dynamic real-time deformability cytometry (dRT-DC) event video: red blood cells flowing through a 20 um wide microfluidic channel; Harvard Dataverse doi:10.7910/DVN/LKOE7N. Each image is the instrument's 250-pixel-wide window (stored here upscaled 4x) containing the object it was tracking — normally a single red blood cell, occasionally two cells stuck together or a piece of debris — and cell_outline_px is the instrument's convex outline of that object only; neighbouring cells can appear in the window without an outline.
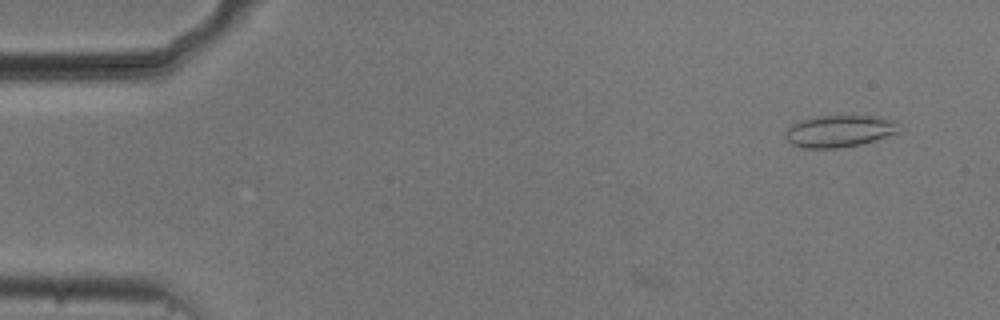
{"species": "common noctule bat (a hibernating species)", "species_latin": "Nyctalus noctula", "temperature_condition": "cold", "stored_images_in_passage": 6, "camera_frame_rate_fps": 3000, "um_per_image_px": 0.085, "animal": {"sex": "male", "body_mass_g": 20.5, "forearm_length_mm": 52.5}, "frame": {"image": 1, "passage_image": 6, "time_ms": 1.667, "image_size_px": [1000, 320], "cell_outline_px": [[904, 128], [900, 132], [876, 140], [860, 144], [840, 148], [804, 148], [792, 144], [784, 136], [784, 132], [792, 124], [800, 120], [816, 116], [880, 116], [900, 120]], "centroid_in_image_um": [71.46, 11.13], "position_along_channel_um": 13.5, "area_um2": 21.73}}